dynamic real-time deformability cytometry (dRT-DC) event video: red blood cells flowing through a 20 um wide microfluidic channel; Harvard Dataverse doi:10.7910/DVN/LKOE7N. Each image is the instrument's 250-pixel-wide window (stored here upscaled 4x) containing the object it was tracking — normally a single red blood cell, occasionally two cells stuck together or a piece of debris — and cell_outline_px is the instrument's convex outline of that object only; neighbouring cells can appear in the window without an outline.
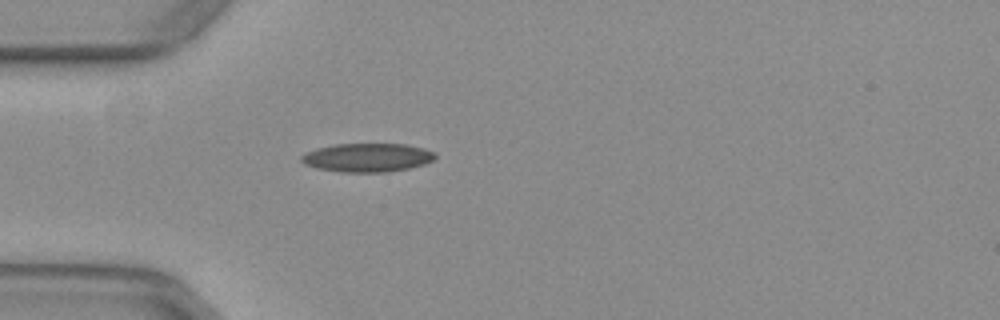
{"species": "common noctule bat (a hibernating species)", "species_latin": "Nyctalus noctula", "temperature_condition": "warm", "stored_images_in_passage": 23, "camera_frame_rate_fps": 3000, "um_per_image_px": 0.085, "animal": {"sex": "female", "body_mass_g": 29.2, "forearm_length_mm": 56.3}, "frame": {"image": 1, "passage_image": 1, "time_ms": 0.0, "image_size_px": [1000, 320], "cell_outline_px": [[436, 156], [432, 160], [424, 164], [408, 168], [388, 172], [340, 172], [316, 168], [304, 164], [300, 160], [300, 156], [308, 152], [320, 148], [336, 144], [408, 144], [424, 148], [432, 152]], "centroid_in_image_um": [31.22, 13.4], "position_along_channel_um": 53.8, "area_um2": 22.2}}
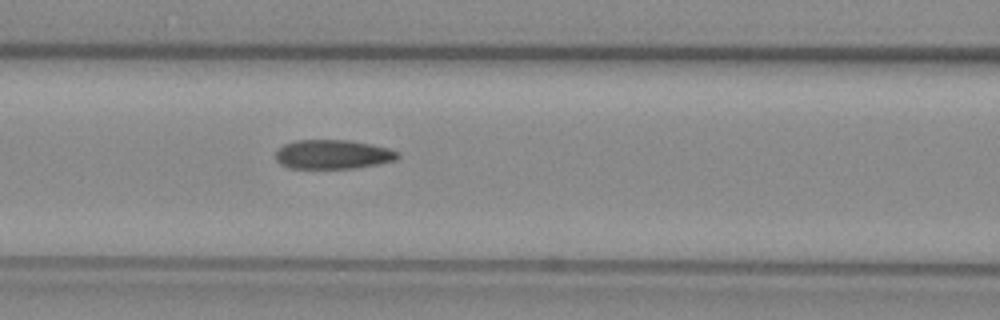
{"frame": {"image": 2, "passage_image": 8, "time_ms": 2.333, "image_size_px": [1000, 320], "cell_outline_px": [[400, 156], [396, 160], [356, 168], [288, 168], [280, 164], [276, 160], [276, 148], [284, 144], [296, 140], [348, 140], [388, 148], [400, 152]], "centroid_in_image_um": [28.26, 13.12], "position_along_channel_um": 138.3, "area_um2": 20.81}}
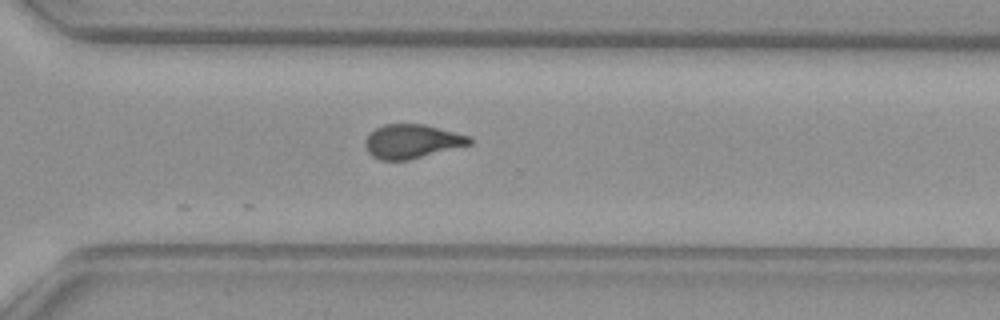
{"frame": {"image": 3, "passage_image": 23, "time_ms": 7.333, "image_size_px": [1000, 320], "cell_outline_px": [[472, 144], [408, 160], [380, 160], [372, 156], [368, 152], [364, 144], [364, 140], [376, 128], [384, 124], [424, 124], [472, 136]], "centroid_in_image_um": [35.03, 12.01], "position_along_channel_um": 335.6, "area_um2": 20.69}}